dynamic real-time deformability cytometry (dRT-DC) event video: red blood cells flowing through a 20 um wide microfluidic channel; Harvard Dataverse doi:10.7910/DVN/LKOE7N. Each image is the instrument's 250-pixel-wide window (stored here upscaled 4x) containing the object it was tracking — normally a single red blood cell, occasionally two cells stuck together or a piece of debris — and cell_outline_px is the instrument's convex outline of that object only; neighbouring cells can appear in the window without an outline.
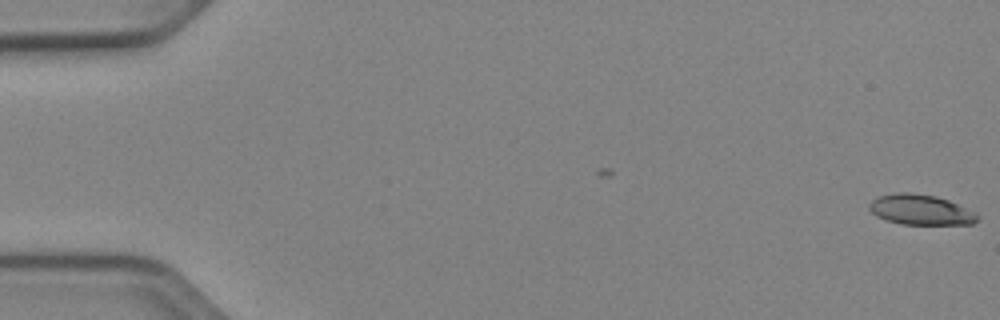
{"species": "Egyptian fruit bat (a non-hibernating species)", "species_latin": "Rousettus aegyptiacus", "temperature_condition": "cold", "stored_images_in_passage": 53, "camera_frame_rate_fps": 3000, "um_per_image_px": 0.085, "animal": {"sex": "female"}, "frame": {"image": 1, "passage_image": 1, "time_ms": 0.0, "image_size_px": [1000, 320], "cell_outline_px": [[980, 216], [972, 224], [900, 224], [876, 216], [868, 208], [868, 204], [872, 200], [880, 196], [896, 192], [908, 192], [936, 196], [948, 200]], "centroid_in_image_um": [78.2, 17.82], "position_along_channel_um": 6.8, "area_um2": 18.79}}
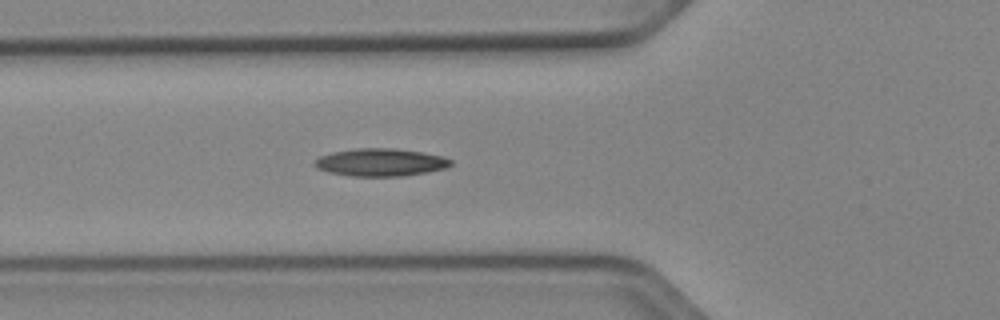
{"frame": {"image": 2, "passage_image": 20, "time_ms": 6.333, "image_size_px": [1000, 320], "cell_outline_px": [[452, 164], [444, 168], [428, 172], [404, 176], [352, 176], [328, 172], [316, 168], [312, 164], [320, 156], [332, 152], [356, 148], [392, 148], [420, 152], [440, 156], [452, 160]], "centroid_in_image_um": [32.31, 13.8], "position_along_channel_um": 93.5, "area_um2": 21.85}}
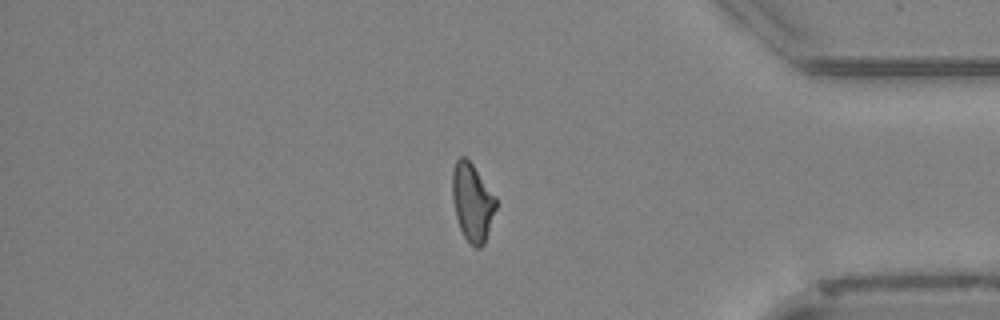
{"frame": {"image": 3, "passage_image": 45, "time_ms": 14.667, "image_size_px": [1000, 320], "cell_outline_px": [[496, 208], [484, 244], [480, 248], [476, 248], [464, 236], [460, 228], [456, 216], [452, 200], [452, 172], [456, 160], [460, 156], [464, 156], [472, 164], [496, 196]], "centroid_in_image_um": [40.14, 17.17], "position_along_channel_um": 395.1, "area_um2": 19.65}, "authors_computed_cell_mechanics": {"area_um2": 20.0566, "velocity_mm_per_s": 3.916, "shape_relaxation_time_tau1_ms": 10.3567, "shape_relaxation_time_tau2_ms": 4.2133, "deformation_change_tau1": 0.2067, "deformation_change_tau2": 0.1243}}